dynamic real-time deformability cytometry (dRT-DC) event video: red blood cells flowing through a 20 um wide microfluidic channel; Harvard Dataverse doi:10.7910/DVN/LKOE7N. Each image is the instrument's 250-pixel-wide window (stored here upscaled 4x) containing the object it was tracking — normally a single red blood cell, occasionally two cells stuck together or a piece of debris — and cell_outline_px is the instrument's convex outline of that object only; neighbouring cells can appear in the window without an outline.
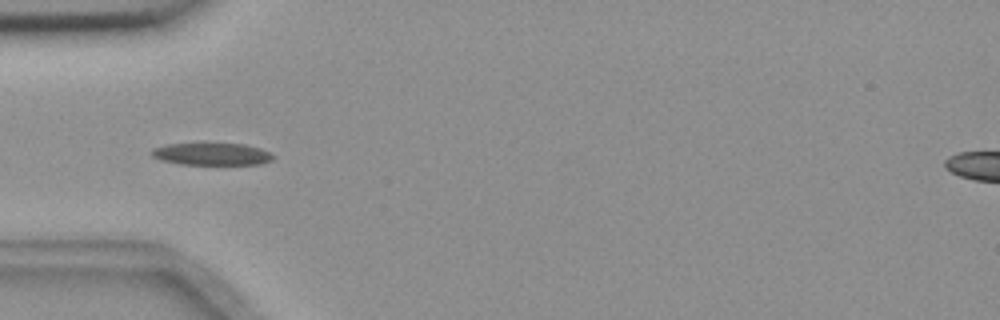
{"species": "common noctule bat (a hibernating species)", "species_latin": "Nyctalus noctula", "temperature_condition": "room temperature", "stored_images_in_passage": 13, "camera_frame_rate_fps": 3000, "um_per_image_px": 0.085, "animal": {"sex": "female", "body_mass_g": 18.4}, "frame": {"image": 1, "passage_image": 3, "time_ms": 0.667, "image_size_px": [1000, 320], "cell_outline_px": [[276, 156], [272, 160], [264, 164], [180, 164], [160, 160], [152, 156], [148, 152], [152, 148], [168, 144], [204, 140], [244, 144], [260, 148]], "centroid_in_image_um": [17.95, 13.04], "position_along_channel_um": 67.0, "area_um2": 16.82}}
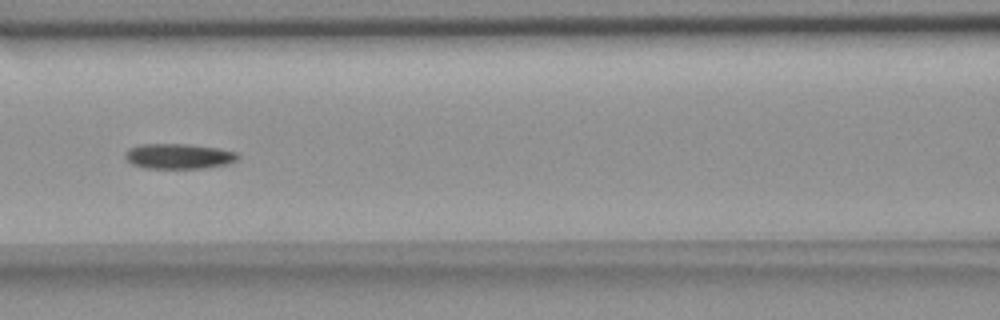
{"frame": {"image": 2, "passage_image": 10, "time_ms": 3.0, "image_size_px": [1000, 320], "cell_outline_px": [[240, 156], [236, 160], [228, 164], [204, 168], [144, 168], [132, 164], [124, 156], [128, 148], [140, 144], [188, 144], [216, 148], [236, 152]], "centroid_in_image_um": [15.18, 13.28], "position_along_channel_um": 151.4, "area_um2": 16.53}}